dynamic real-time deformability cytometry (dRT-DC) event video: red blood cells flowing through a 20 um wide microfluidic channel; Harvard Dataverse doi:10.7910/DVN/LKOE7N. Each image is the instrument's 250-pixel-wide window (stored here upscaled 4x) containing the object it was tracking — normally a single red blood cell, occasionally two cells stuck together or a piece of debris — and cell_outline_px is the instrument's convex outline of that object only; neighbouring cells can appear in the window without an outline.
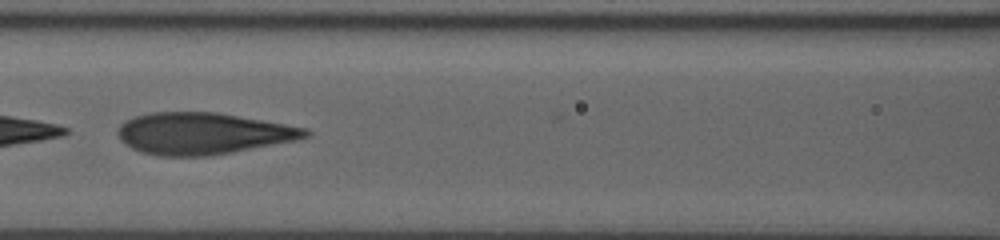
{"species": "human", "species_latin": "Homo sapiens", "temperature_condition": "room temperature", "stored_images_in_passage": 39, "camera_frame_rate_fps": 3000, "um_per_image_px": 0.085, "donor": {"sex": "male"}, "frame": {"image": 1, "passage_image": 12, "time_ms": 3.667, "image_size_px": [1000, 240], "cell_outline_px": [[312, 136], [296, 140], [232, 152], [208, 156], [160, 156], [140, 152], [124, 144], [120, 140], [116, 132], [120, 124], [124, 120], [136, 116], [152, 112], [216, 112], [308, 128], [312, 132]], "centroid_in_image_um": [17.23, 11.35], "position_along_channel_um": 149.4, "area_um2": 45.72}}
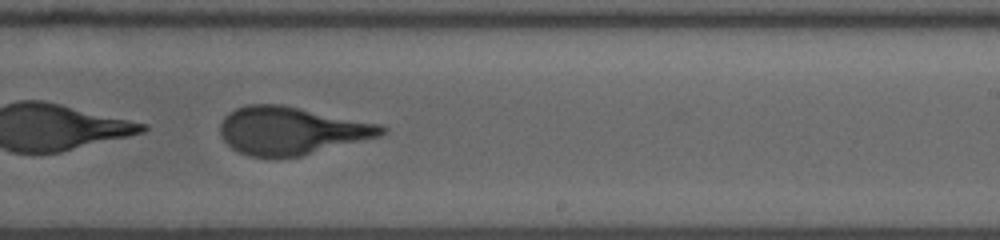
{"frame": {"image": 2, "passage_image": 21, "time_ms": 6.667, "image_size_px": [1000, 240], "cell_outline_px": [[388, 132], [380, 136], [300, 156], [248, 156], [232, 148], [224, 140], [220, 132], [220, 124], [224, 116], [228, 112], [236, 108], [248, 104], [280, 104], [384, 124], [388, 128]], "centroid_in_image_um": [24.8, 11.08], "position_along_channel_um": 264.2, "area_um2": 44.91}}
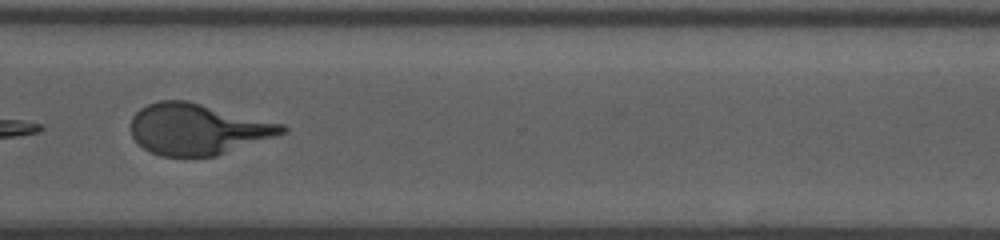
{"frame": {"image": 3, "passage_image": 28, "time_ms": 9.0, "image_size_px": [1000, 240], "cell_outline_px": [[288, 132], [216, 156], [160, 156], [144, 148], [132, 136], [132, 116], [140, 108], [148, 104], [160, 100], [188, 100], [284, 124], [288, 128]], "centroid_in_image_um": [16.82, 10.96], "position_along_channel_um": 353.8, "area_um2": 44.91}, "authors_computed_cell_mechanics": {"area_um2": 45.7198, "velocity_mm_per_s": 3.8475, "shape_relaxation_time_tau1_ms": 2.1727, "shape_relaxation_time_tau2_ms": 1.1073, "deformation_change_tau1": 0.32, "deformation_change_tau2": 0.1069}}